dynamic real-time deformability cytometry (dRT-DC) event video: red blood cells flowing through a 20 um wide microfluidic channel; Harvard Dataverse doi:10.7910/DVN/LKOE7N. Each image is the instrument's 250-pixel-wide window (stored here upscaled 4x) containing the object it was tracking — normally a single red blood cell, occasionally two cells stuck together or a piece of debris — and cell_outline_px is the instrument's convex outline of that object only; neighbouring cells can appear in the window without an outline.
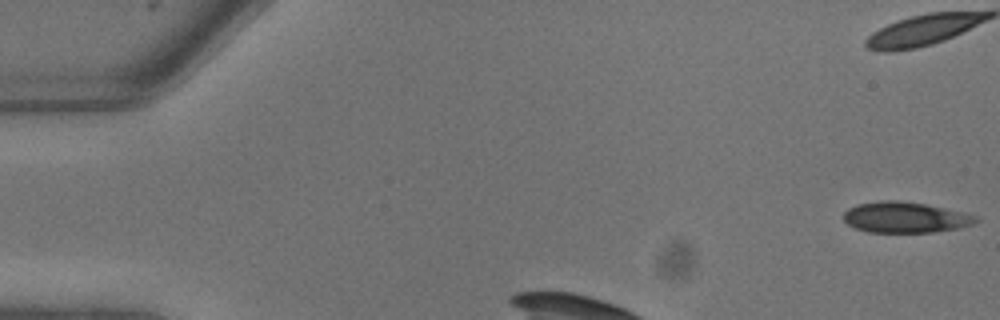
{"species": "common noctule bat (a hibernating species)", "species_latin": "Nyctalus noctula", "temperature_condition": "warm", "stored_images_in_passage": 5, "camera_frame_rate_fps": 3000, "um_per_image_px": 0.085, "animal": {"sex": "male", "body_mass_g": 13.3}, "frame": {"image": 1, "passage_image": 1, "time_ms": 0.0, "image_size_px": [1000, 320], "cell_outline_px": [[980, 220], [972, 224], [960, 228], [932, 232], [868, 232], [856, 228], [848, 224], [844, 220], [844, 212], [848, 208], [856, 204], [880, 200], [896, 200], [928, 204], [964, 212], [980, 216]], "centroid_in_image_um": [76.98, 18.46], "position_along_channel_um": 8.0, "area_um2": 23.99}}